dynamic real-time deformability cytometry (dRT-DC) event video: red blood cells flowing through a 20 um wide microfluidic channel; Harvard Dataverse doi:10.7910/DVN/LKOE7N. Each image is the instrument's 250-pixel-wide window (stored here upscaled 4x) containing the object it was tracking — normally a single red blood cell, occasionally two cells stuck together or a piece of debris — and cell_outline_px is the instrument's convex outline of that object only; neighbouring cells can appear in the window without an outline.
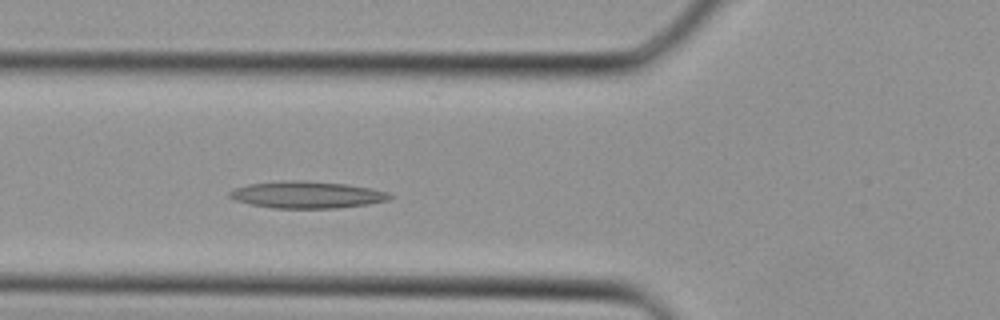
{"species": "Egyptian fruit bat (a non-hibernating species)", "species_latin": "Rousettus aegyptiacus", "temperature_condition": "cold", "stored_images_in_passage": 26, "camera_frame_rate_fps": 3000, "um_per_image_px": 0.085, "animal": {"sex": "female"}, "frame": {"image": 1, "passage_image": 10, "time_ms": 3.0, "image_size_px": [1000, 320], "cell_outline_px": [[396, 196], [388, 200], [368, 204], [336, 208], [272, 208], [248, 204], [236, 200], [228, 196], [228, 192], [236, 188], [248, 184], [284, 180], [304, 180], [348, 184], [372, 188], [388, 192]], "centroid_in_image_um": [26.11, 16.55], "position_along_channel_um": 99.7, "area_um2": 25.37}}
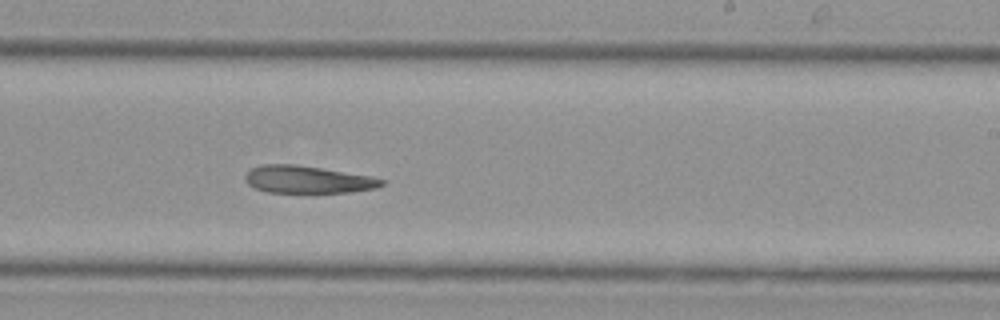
{"frame": {"image": 2, "passage_image": 19, "time_ms": 6.0, "image_size_px": [1000, 320], "cell_outline_px": [[388, 180], [384, 184], [376, 188], [352, 192], [268, 192], [256, 188], [248, 184], [244, 180], [244, 176], [252, 168], [260, 164], [296, 164], [368, 176]], "centroid_in_image_um": [26.14, 15.26], "position_along_channel_um": 262.9, "area_um2": 21.62}}
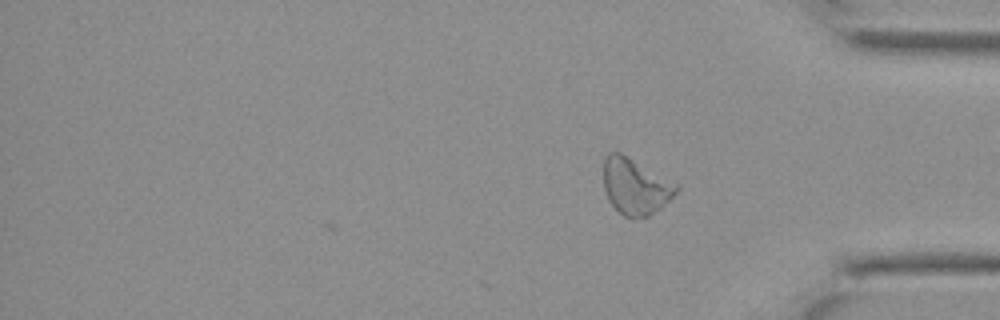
{"frame": {"image": 3, "passage_image": 26, "time_ms": 8.333, "image_size_px": [1000, 320], "cell_outline_px": [[680, 188], [660, 208], [648, 216], [632, 220], [624, 216], [608, 200], [604, 188], [604, 160], [608, 152], [620, 152], [680, 184]], "centroid_in_image_um": [54.02, 15.84], "position_along_channel_um": 381.2, "area_um2": 23.93}}